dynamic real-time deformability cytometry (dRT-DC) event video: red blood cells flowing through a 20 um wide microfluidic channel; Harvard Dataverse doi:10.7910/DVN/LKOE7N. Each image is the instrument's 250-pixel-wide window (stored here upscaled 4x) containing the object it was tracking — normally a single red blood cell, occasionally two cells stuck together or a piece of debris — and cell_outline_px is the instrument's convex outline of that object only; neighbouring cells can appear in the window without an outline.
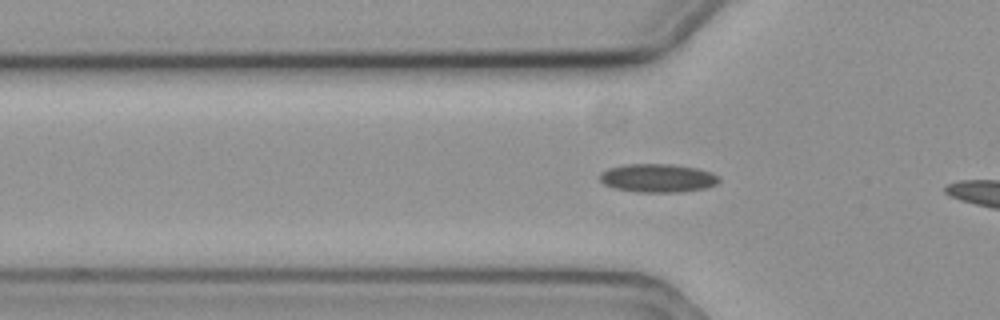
{"species": "common noctule bat (a hibernating species)", "species_latin": "Nyctalus noctula", "temperature_condition": "cold", "stored_images_in_passage": 18, "camera_frame_rate_fps": 3000, "um_per_image_px": 0.085, "animal": {"sex": "female", "body_mass_g": 19.3, "forearm_length_mm": 54.1}, "frame": {"image": 1, "passage_image": 8, "time_ms": 2.333, "image_size_px": [1000, 320], "cell_outline_px": [[720, 180], [716, 184], [704, 188], [680, 192], [636, 192], [616, 188], [604, 184], [600, 180], [600, 172], [608, 168], [624, 164], [672, 164], [696, 168], [712, 172]], "centroid_in_image_um": [55.88, 15.13], "position_along_channel_um": 69.9, "area_um2": 19.71}}
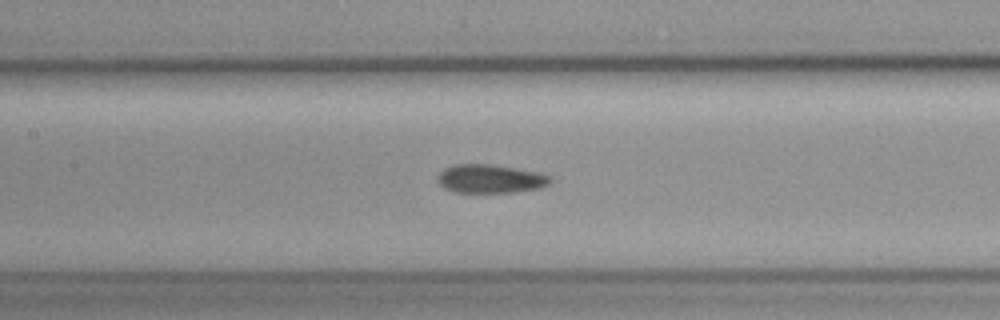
{"frame": {"image": 2, "passage_image": 16, "time_ms": 5.0, "image_size_px": [1000, 320], "cell_outline_px": [[552, 180], [548, 184], [540, 188], [512, 192], [456, 192], [444, 188], [436, 180], [436, 176], [444, 168], [456, 164], [488, 164], [540, 172], [552, 176]], "centroid_in_image_um": [41.67, 15.19], "position_along_channel_um": 165.7, "area_um2": 18.79}}